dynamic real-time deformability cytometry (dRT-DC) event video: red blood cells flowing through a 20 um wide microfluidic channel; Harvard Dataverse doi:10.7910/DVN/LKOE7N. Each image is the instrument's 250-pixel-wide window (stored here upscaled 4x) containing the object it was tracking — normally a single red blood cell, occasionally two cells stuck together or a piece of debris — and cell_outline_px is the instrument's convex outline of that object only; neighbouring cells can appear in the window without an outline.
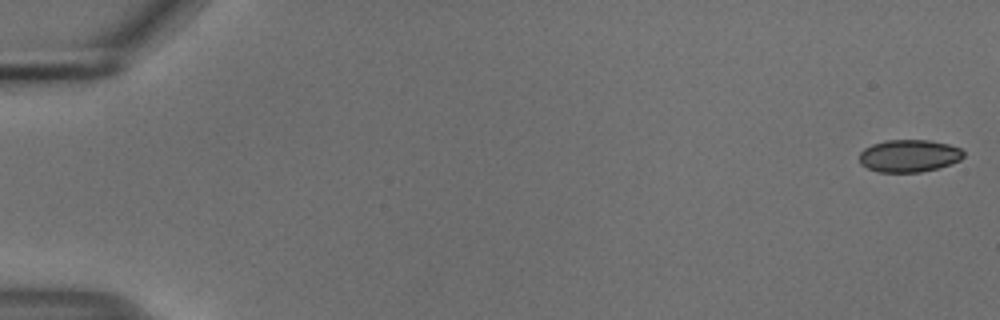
{"species": "common noctule bat (a hibernating species)", "species_latin": "Nyctalus noctula", "temperature_condition": "cold", "stored_images_in_passage": 55, "camera_frame_rate_fps": 3000, "um_per_image_px": 0.085, "animal": {"sex": "male", "body_mass_g": 18.8}, "frame": {"image": 1, "passage_image": 1, "time_ms": 0.0, "image_size_px": [1000, 320], "cell_outline_px": [[964, 156], [960, 160], [936, 168], [920, 172], [880, 172], [868, 168], [860, 164], [860, 152], [864, 148], [872, 144], [884, 140], [928, 140], [948, 144], [960, 148], [964, 152]], "centroid_in_image_um": [77.25, 13.23], "position_along_channel_um": 7.8, "area_um2": 19.59}}
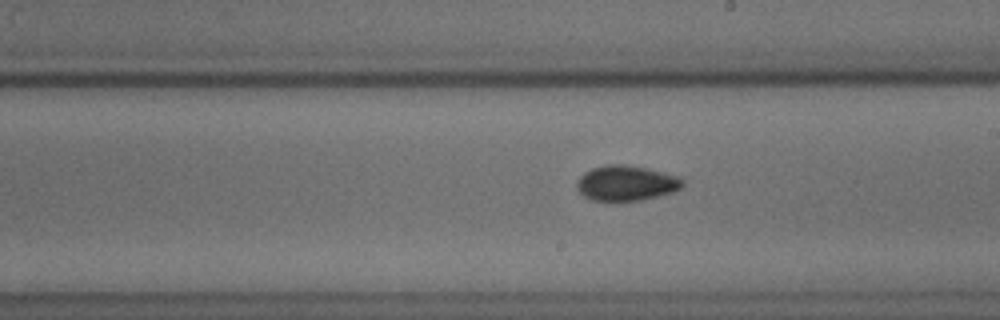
{"frame": {"image": 2, "passage_image": 32, "time_ms": 10.333, "image_size_px": [1000, 320], "cell_outline_px": [[684, 184], [680, 188], [672, 192], [640, 200], [620, 204], [592, 200], [584, 196], [576, 188], [576, 184], [580, 176], [584, 172], [592, 168], [604, 164], [624, 164], [648, 168], [680, 176], [684, 180]], "centroid_in_image_um": [53.21, 15.59], "position_along_channel_um": 235.8, "area_um2": 22.43}}
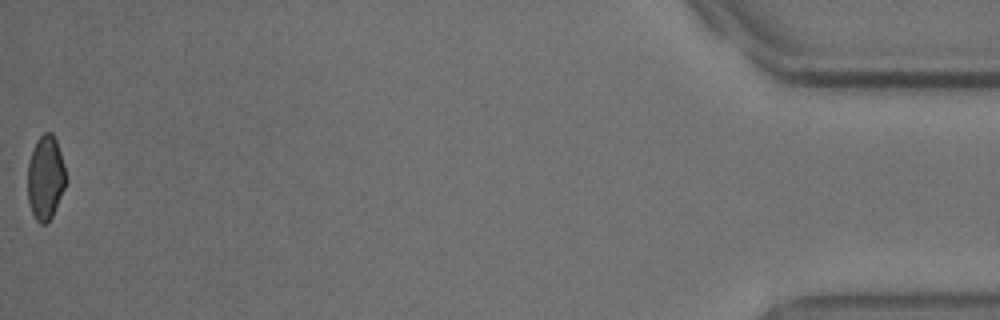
{"frame": {"image": 3, "passage_image": 55, "time_ms": 18.0, "image_size_px": [1000, 320], "cell_outline_px": [[68, 180], [52, 216], [44, 224], [40, 224], [36, 220], [32, 212], [28, 200], [28, 164], [36, 140], [44, 132], [52, 132], [56, 140], [64, 164]], "centroid_in_image_um": [3.88, 15.09], "position_along_channel_um": 431.3, "area_um2": 18.73}, "authors_computed_cell_mechanics": {"area_um2": 20.4034, "velocity_mm_per_s": 3.708, "shape_relaxation_time_tau1_ms": 6.9431, "shape_relaxation_time_tau2_ms": 5.5251, "deformation_change_tau1": 0.0868, "deformation_change_tau2": 0.062}}